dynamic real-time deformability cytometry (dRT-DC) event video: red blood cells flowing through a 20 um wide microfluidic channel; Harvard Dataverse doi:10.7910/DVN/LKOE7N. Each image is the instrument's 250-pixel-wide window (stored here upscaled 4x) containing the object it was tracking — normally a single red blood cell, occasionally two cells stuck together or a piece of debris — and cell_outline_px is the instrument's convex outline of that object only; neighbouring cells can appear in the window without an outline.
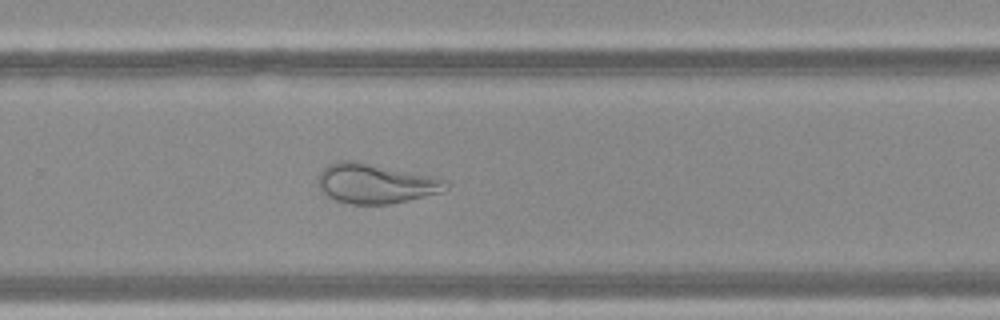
{"species": "Egyptian fruit bat (a non-hibernating species)", "species_latin": "Rousettus aegyptiacus", "temperature_condition": "warm", "stored_images_in_passage": 47, "camera_frame_rate_fps": 3000, "um_per_image_px": 0.085, "frame": {"image": 1, "passage_image": 34, "time_ms": 11.0, "image_size_px": [1000, 320], "cell_outline_px": [[448, 188], [440, 192], [392, 204], [352, 204], [332, 200], [324, 196], [320, 192], [320, 172], [328, 164], [336, 160], [360, 160], [432, 176], [448, 180]], "centroid_in_image_um": [31.89, 15.58], "position_along_channel_um": 297.9, "area_um2": 30.06}}
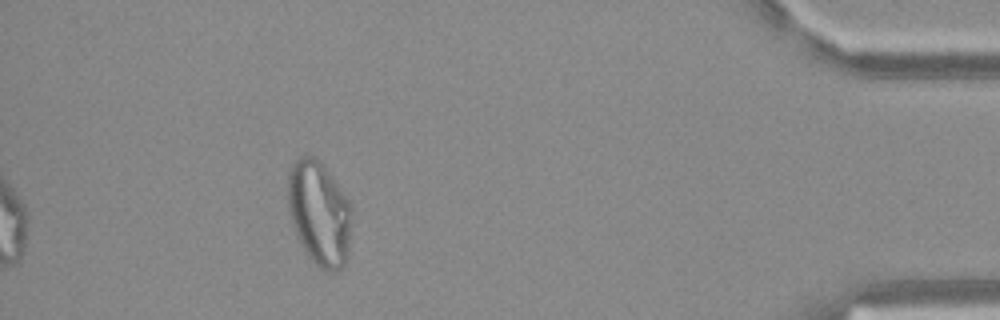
{"frame": {"image": 2, "passage_image": 47, "time_ms": 15.333, "image_size_px": [1000, 320], "cell_outline_px": [[348, 252], [344, 264], [340, 268], [332, 272], [328, 272], [320, 268], [304, 252], [296, 236], [288, 212], [288, 172], [292, 164], [300, 156], [316, 156], [324, 164], [348, 200]], "centroid_in_image_um": [27.07, 18.1], "position_along_channel_um": 408.1, "area_um2": 38.38}}